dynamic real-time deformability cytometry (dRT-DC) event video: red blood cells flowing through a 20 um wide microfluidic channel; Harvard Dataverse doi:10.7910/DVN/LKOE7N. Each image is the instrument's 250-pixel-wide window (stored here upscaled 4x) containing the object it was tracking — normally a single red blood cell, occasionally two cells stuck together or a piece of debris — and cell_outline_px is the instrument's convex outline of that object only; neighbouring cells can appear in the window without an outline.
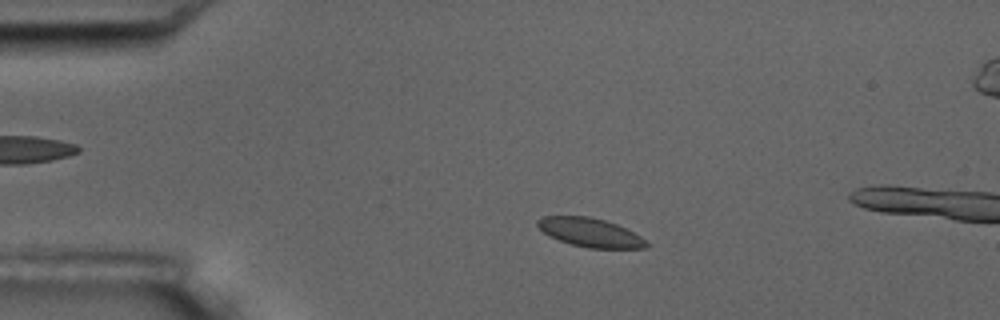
{"species": "common noctule bat (a hibernating species)", "species_latin": "Nyctalus noctula", "temperature_condition": "room temperature", "stored_images_in_passage": 4, "camera_frame_rate_fps": 3000, "um_per_image_px": 0.085, "animal": {"sex": "male", "body_mass_g": 17.5, "forearm_length_mm": 52.3}, "frame": {"image": 1, "passage_image": 2, "time_ms": 1.333, "image_size_px": [1000, 320], "cell_outline_px": [[648, 248], [588, 248], [572, 244], [548, 236], [536, 224], [536, 220], [540, 216], [588, 216], [604, 220], [616, 224], [640, 236], [648, 244]], "centroid_in_image_um": [50.12, 19.75], "position_along_channel_um": 34.9, "area_um2": 18.09}}